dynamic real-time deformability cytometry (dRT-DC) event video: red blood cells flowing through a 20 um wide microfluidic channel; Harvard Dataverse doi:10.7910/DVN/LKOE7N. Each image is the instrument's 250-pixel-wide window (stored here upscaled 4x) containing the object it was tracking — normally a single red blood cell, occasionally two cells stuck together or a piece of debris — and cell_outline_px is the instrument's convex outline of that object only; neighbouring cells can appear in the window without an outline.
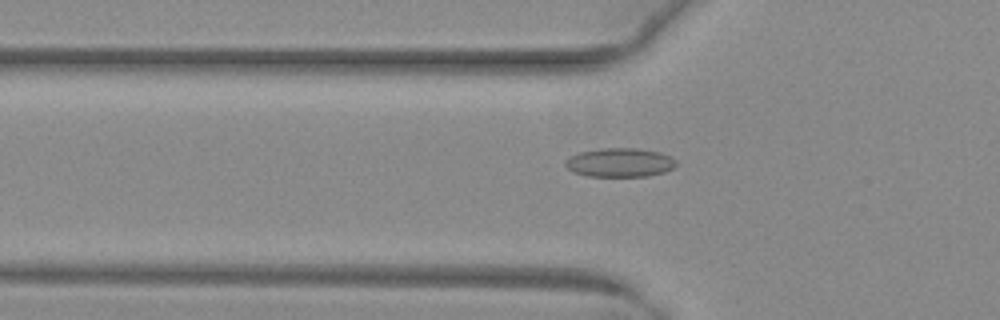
{"species": "common noctule bat (a hibernating species)", "species_latin": "Nyctalus noctula", "temperature_condition": "warm", "stored_images_in_passage": 54, "camera_frame_rate_fps": 3000, "um_per_image_px": 0.085, "animal": {"sex": "female", "body_mass_g": 29.2, "forearm_length_mm": 56.3}, "frame": {"image": 1, "passage_image": 19, "time_ms": 6.0, "image_size_px": [1000, 320], "cell_outline_px": [[676, 164], [672, 168], [664, 172], [648, 176], [588, 176], [572, 172], [564, 164], [564, 160], [568, 156], [580, 152], [600, 148], [636, 148], [660, 152], [672, 156], [676, 160]], "centroid_in_image_um": [52.66, 13.81], "position_along_channel_um": 73.1, "area_um2": 18.84}}
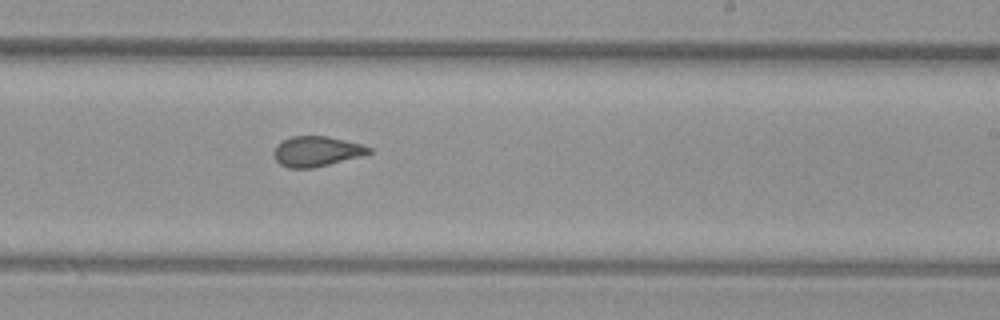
{"frame": {"image": 2, "passage_image": 33, "time_ms": 10.667, "image_size_px": [1000, 320], "cell_outline_px": [[372, 152], [360, 156], [312, 168], [288, 168], [280, 164], [276, 160], [272, 152], [276, 144], [292, 136], [328, 136], [360, 144], [372, 148]], "centroid_in_image_um": [26.86, 12.86], "position_along_channel_um": 262.1, "area_um2": 16.59}}
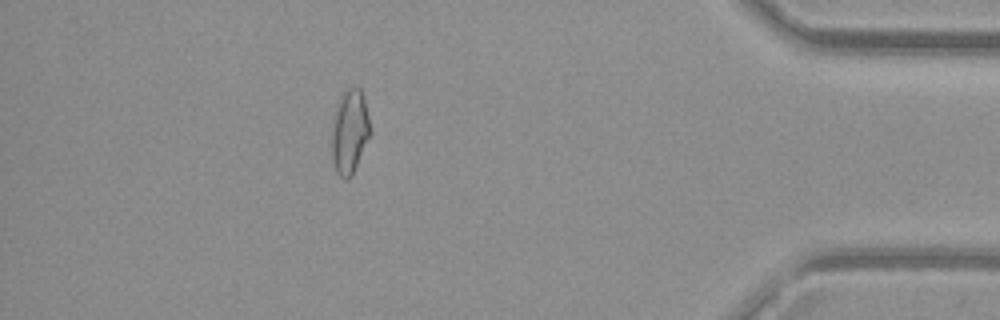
{"frame": {"image": 3, "passage_image": 47, "time_ms": 15.333, "image_size_px": [1000, 320], "cell_outline_px": [[372, 132], [352, 176], [348, 180], [344, 180], [336, 172], [332, 160], [332, 128], [336, 108], [340, 92], [352, 84], [360, 88], [364, 96]], "centroid_in_image_um": [29.73, 11.15], "position_along_channel_um": 405.5, "area_um2": 19.42}}